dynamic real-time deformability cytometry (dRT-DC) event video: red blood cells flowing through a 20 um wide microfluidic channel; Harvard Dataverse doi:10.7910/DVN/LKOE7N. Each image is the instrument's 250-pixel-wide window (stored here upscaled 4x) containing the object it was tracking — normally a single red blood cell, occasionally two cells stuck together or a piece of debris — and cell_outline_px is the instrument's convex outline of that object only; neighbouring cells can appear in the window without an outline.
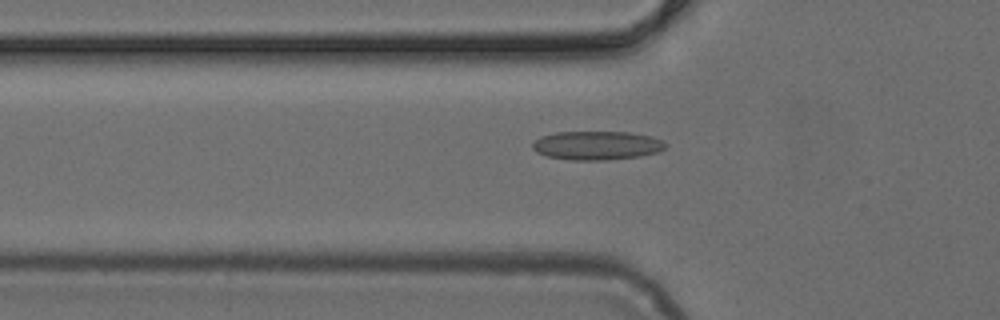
{"species": "common noctule bat (a hibernating species)", "species_latin": "Nyctalus noctula", "temperature_condition": "cold", "stored_images_in_passage": 32, "camera_frame_rate_fps": 3000, "um_per_image_px": 0.085, "animal": {"sex": "female", "body_mass_g": 24.6, "forearm_length_mm": 56.2}, "frame": {"image": 1, "passage_image": 9, "time_ms": 2.667, "image_size_px": [1000, 320], "cell_outline_px": [[668, 144], [660, 152], [640, 156], [608, 160], [572, 160], [548, 156], [536, 152], [532, 148], [532, 144], [540, 136], [556, 132], [628, 132], [652, 136], [664, 140]], "centroid_in_image_um": [50.77, 12.36], "position_along_channel_um": 75.0, "area_um2": 22.48}}
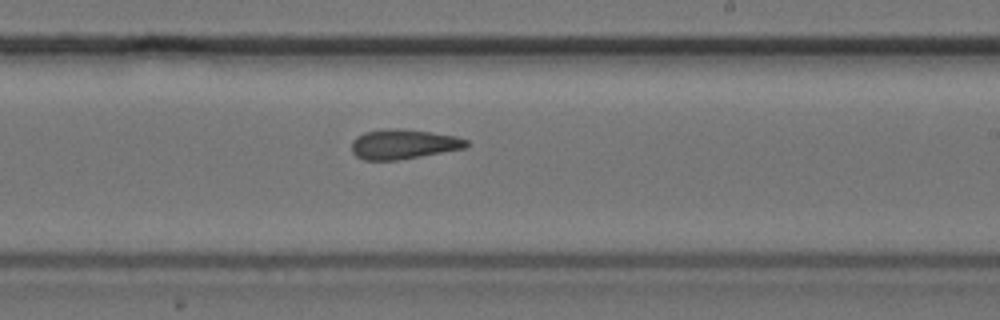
{"frame": {"image": 2, "passage_image": 22, "time_ms": 7.0, "image_size_px": [1000, 320], "cell_outline_px": [[472, 144], [464, 148], [400, 160], [364, 160], [356, 156], [352, 152], [352, 140], [356, 136], [364, 132], [388, 128], [404, 128], [432, 132], [456, 136], [468, 140]], "centroid_in_image_um": [34.3, 12.24], "position_along_channel_um": 254.7, "area_um2": 20.17}}
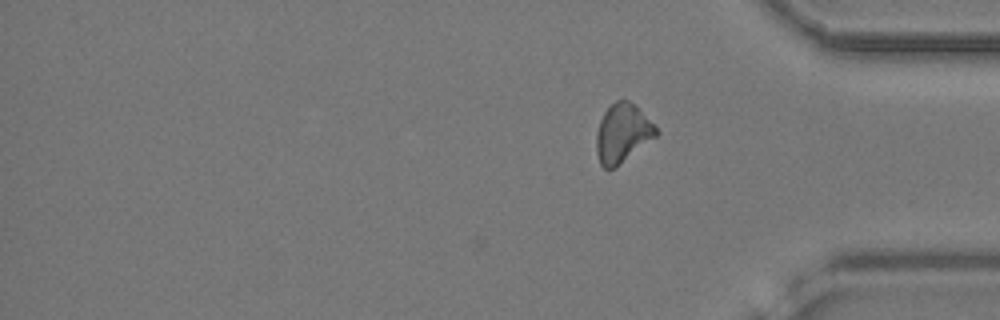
{"frame": {"image": 3, "passage_image": 32, "time_ms": 10.333, "image_size_px": [1000, 320], "cell_outline_px": [[660, 132], [656, 136], [616, 168], [604, 168], [600, 164], [596, 152], [596, 132], [600, 120], [604, 112], [616, 100], [628, 100]], "centroid_in_image_um": [52.87, 11.37], "position_along_channel_um": 382.3, "area_um2": 20.06}}